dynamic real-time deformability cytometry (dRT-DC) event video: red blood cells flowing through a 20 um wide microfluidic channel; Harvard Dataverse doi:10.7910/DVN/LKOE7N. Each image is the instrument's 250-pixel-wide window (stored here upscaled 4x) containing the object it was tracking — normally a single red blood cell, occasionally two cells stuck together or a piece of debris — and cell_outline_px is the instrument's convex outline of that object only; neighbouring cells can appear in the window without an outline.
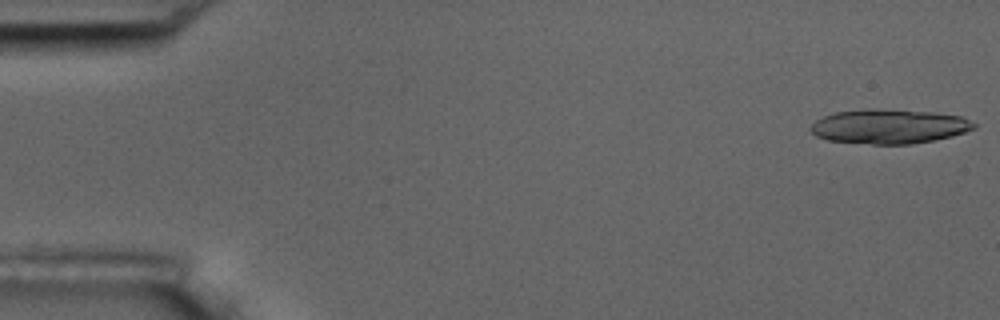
{"species": "common noctule bat (a hibernating species)", "species_latin": "Nyctalus noctula", "temperature_condition": "room temperature", "stored_images_in_passage": 9, "camera_frame_rate_fps": 3000, "um_per_image_px": 0.085, "animal": {"sex": "male", "body_mass_g": 17.5, "forearm_length_mm": 52.3}, "frame": {"image": 1, "passage_image": 1, "time_ms": 0.0, "image_size_px": [1000, 320], "cell_outline_px": [[976, 128], [952, 136], [912, 144], [872, 144], [828, 140], [816, 136], [808, 128], [816, 120], [824, 116], [836, 112], [868, 108], [872, 108], [932, 112], [960, 116], [976, 124]], "centroid_in_image_um": [75.55, 10.74], "position_along_channel_um": 9.5, "area_um2": 32.66}}
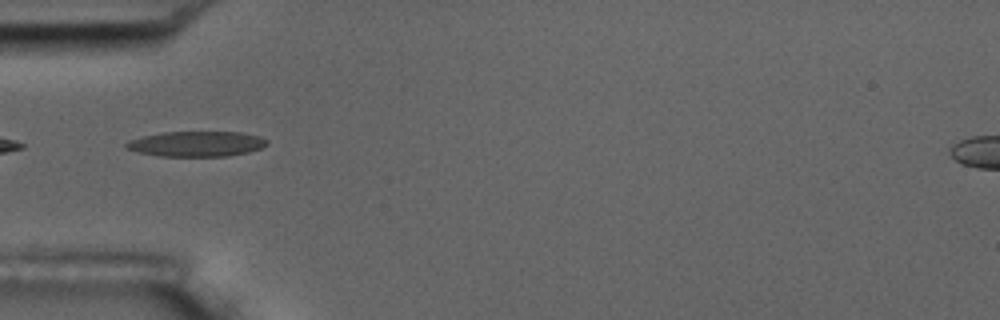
{"frame": {"image": 2, "passage_image": 6, "time_ms": 1.667, "image_size_px": [1000, 320], "cell_outline_px": [[268, 144], [260, 148], [248, 152], [228, 156], [156, 156], [136, 152], [124, 148], [124, 144], [128, 140], [144, 136], [164, 132], [240, 132], [260, 136], [268, 140]], "centroid_in_image_um": [16.67, 12.23], "position_along_channel_um": 68.3, "area_um2": 20.87}}
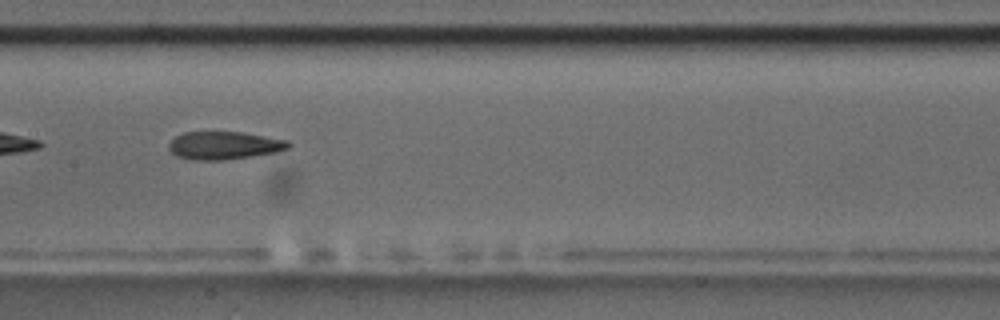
{"frame": {"image": 3, "passage_image": 9, "time_ms": 2.667, "image_size_px": [1000, 320], "cell_outline_px": [[292, 144], [288, 148], [276, 152], [252, 156], [220, 160], [192, 160], [176, 156], [168, 148], [168, 144], [176, 136], [184, 132], [240, 132], [288, 140]], "centroid_in_image_um": [19.04, 12.36], "position_along_channel_um": 188.4, "area_um2": 19.36}}